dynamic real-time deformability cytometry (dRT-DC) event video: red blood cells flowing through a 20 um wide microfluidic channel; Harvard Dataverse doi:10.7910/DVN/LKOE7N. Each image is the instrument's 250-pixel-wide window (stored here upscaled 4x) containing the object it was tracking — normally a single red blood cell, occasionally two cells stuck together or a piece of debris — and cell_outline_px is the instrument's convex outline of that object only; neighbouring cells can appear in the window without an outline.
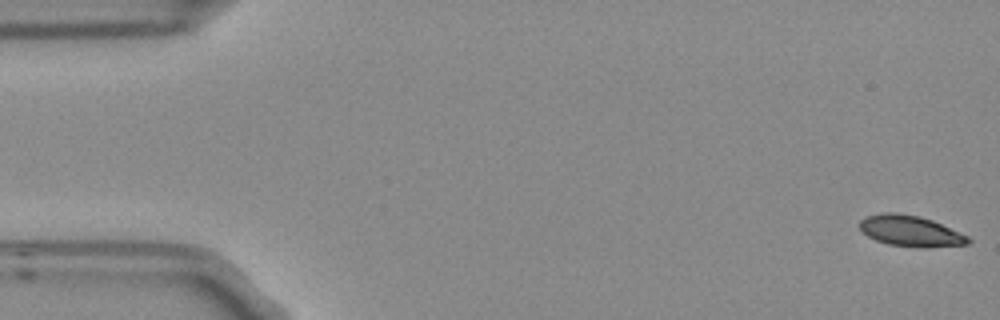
{"species": "Egyptian fruit bat (a non-hibernating species)", "species_latin": "Rousettus aegyptiacus", "temperature_condition": "room temperature", "stored_images_in_passage": 5, "segment_of_instrument_passage": [2, 2], "camera_frame_rate_fps": 3000, "um_per_image_px": 0.085, "frame": {"image": 1, "passage_image": 5, "time_ms": 1.333, "image_size_px": [1000, 320], "cell_outline_px": [[972, 240], [968, 244], [924, 248], [888, 244], [876, 240], [868, 236], [860, 228], [860, 220], [868, 216], [884, 212], [896, 212], [920, 216], [932, 220], [960, 232], [968, 236]], "centroid_in_image_um": [77.42, 19.63], "position_along_channel_um": 7.6, "area_um2": 19.48}}